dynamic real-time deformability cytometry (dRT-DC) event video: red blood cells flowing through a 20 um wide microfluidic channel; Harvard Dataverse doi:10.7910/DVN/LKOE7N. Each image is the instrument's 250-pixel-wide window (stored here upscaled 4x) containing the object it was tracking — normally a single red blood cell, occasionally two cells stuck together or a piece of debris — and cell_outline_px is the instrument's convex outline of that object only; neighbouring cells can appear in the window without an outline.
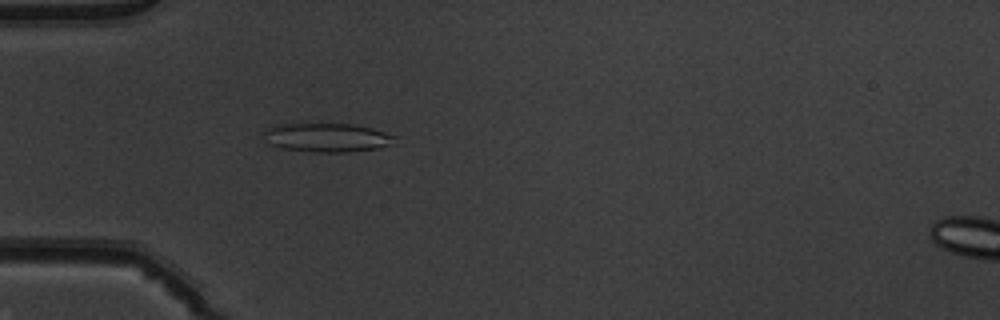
{"species": "common noctule bat (a hibernating species)", "species_latin": "Nyctalus noctula", "temperature_condition": "warm", "stored_images_in_passage": 44, "camera_frame_rate_fps": 3000, "um_per_image_px": 0.085, "animal": {"sex": "male", "body_mass_g": 19.5, "forearm_length_mm": 54.6}, "frame": {"image": 1, "passage_image": 8, "time_ms": 2.333, "image_size_px": [1000, 320], "cell_outline_px": [[396, 136], [388, 144], [376, 148], [348, 152], [316, 152], [280, 148], [268, 144], [264, 132], [268, 128], [280, 124], [352, 124], [372, 128]], "centroid_in_image_um": [27.75, 11.69], "position_along_channel_um": 57.3, "area_um2": 21.62}}
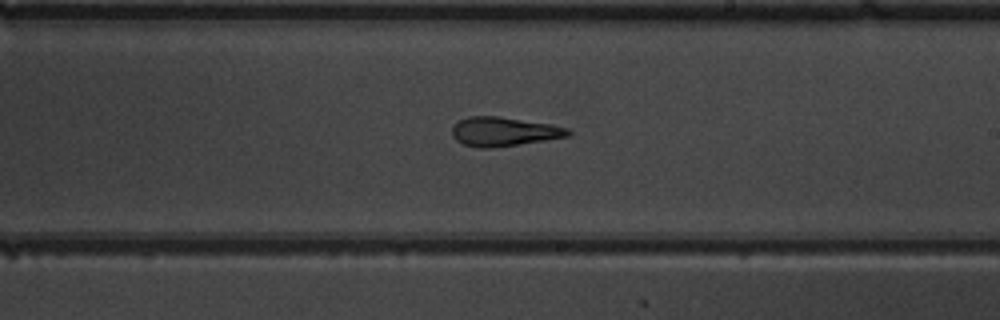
{"frame": {"image": 2, "passage_image": 23, "time_ms": 7.333, "image_size_px": [1000, 320], "cell_outline_px": [[572, 132], [568, 136], [544, 140], [492, 148], [480, 148], [464, 144], [456, 140], [452, 136], [452, 128], [460, 120], [468, 116], [500, 116], [552, 124], [568, 128]], "centroid_in_image_um": [42.83, 11.18], "position_along_channel_um": 246.2, "area_um2": 19.59}}
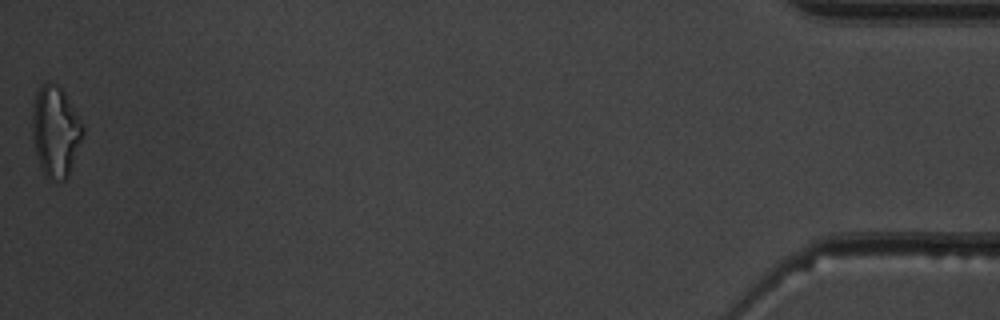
{"frame": {"image": 3, "passage_image": 44, "time_ms": 14.333, "image_size_px": [1000, 320], "cell_outline_px": [[84, 132], [68, 176], [64, 180], [60, 180], [48, 176], [44, 172], [40, 164], [36, 152], [32, 136], [32, 108], [36, 92], [40, 84], [48, 80], [56, 84], [64, 92], [84, 124]], "centroid_in_image_um": [4.71, 11.09], "position_along_channel_um": 430.5, "area_um2": 26.59}, "authors_computed_cell_mechanics": {"area_um2": 20.5479, "velocity_mm_per_s": 3.9228, "shape_relaxation_time_tau1_ms": null, "shape_relaxation_time_tau2_ms": 2.2151, "deformation_change_tau1": null, "deformation_change_tau2": 0.1157}}